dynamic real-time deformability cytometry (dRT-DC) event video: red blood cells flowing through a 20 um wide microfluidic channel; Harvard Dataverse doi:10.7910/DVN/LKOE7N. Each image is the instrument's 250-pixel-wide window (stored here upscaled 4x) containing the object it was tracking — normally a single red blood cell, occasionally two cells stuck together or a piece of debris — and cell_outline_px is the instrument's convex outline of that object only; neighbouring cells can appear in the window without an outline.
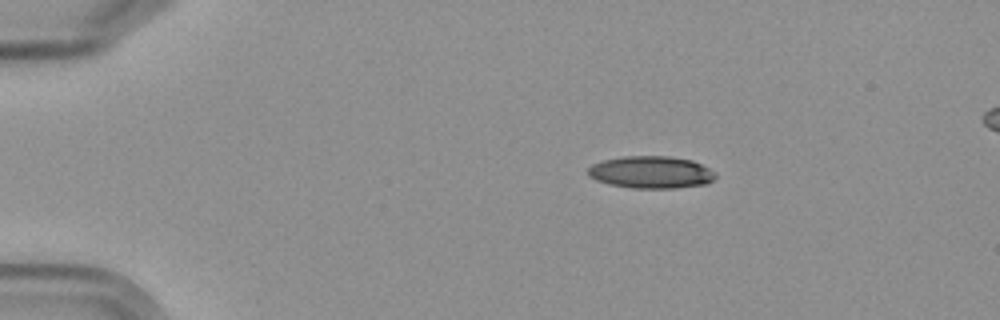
{"species": "Egyptian fruit bat (a non-hibernating species)", "species_latin": "Rousettus aegyptiacus", "temperature_condition": "cold", "stored_images_in_passage": 4, "camera_frame_rate_fps": 3000, "um_per_image_px": 0.085, "frame": {"image": 1, "passage_image": 1, "time_ms": 0.0, "image_size_px": [1000, 320], "cell_outline_px": [[716, 176], [712, 180], [704, 184], [676, 188], [632, 188], [608, 184], [596, 180], [588, 176], [588, 168], [592, 164], [604, 160], [624, 156], [668, 156], [692, 160], [716, 172]], "centroid_in_image_um": [55.32, 14.64], "position_along_channel_um": 29.7, "area_um2": 23.93}}